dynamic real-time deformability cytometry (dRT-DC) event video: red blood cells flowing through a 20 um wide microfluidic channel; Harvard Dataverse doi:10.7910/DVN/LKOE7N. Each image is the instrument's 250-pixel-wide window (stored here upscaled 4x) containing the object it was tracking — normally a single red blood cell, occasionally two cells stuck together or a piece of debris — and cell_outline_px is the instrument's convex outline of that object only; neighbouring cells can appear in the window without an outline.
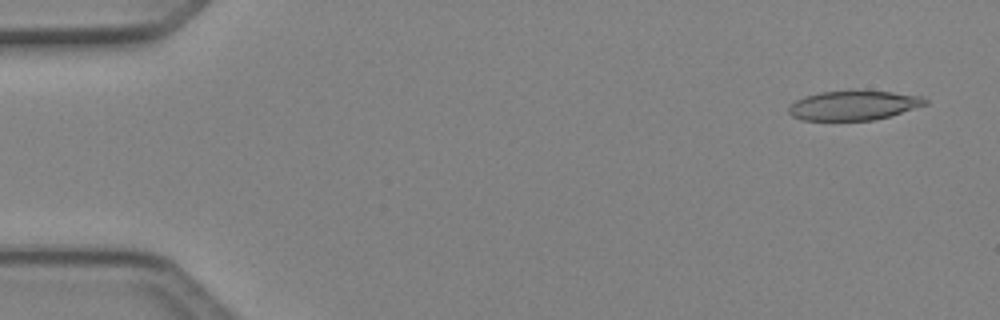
{"species": "Egyptian fruit bat (a non-hibernating species)", "species_latin": "Rousettus aegyptiacus", "temperature_condition": "cold", "stored_images_in_passage": 5, "camera_frame_rate_fps": 3000, "um_per_image_px": 0.085, "animal": {"sex": "female"}, "frame": {"image": 1, "passage_image": 1, "time_ms": 0.0, "image_size_px": [1000, 320], "cell_outline_px": [[928, 104], [888, 116], [872, 120], [800, 120], [792, 116], [788, 112], [788, 108], [796, 100], [804, 96], [820, 92], [892, 92], [924, 96], [928, 100]], "centroid_in_image_um": [72.55, 8.97], "position_along_channel_um": 12.4, "area_um2": 23.0}}
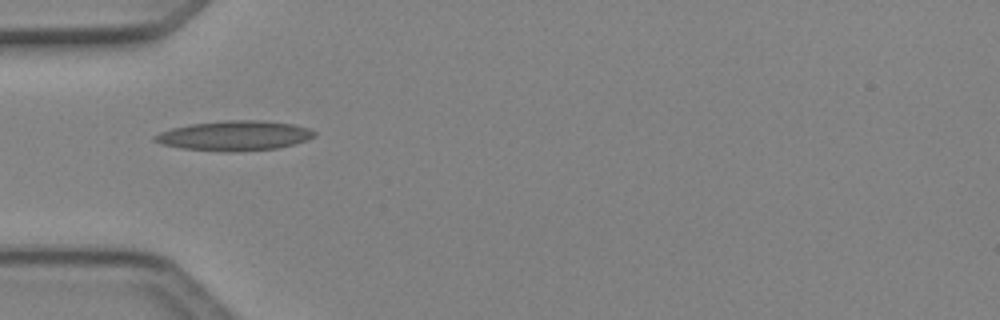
{"frame": {"image": 2, "passage_image": 4, "time_ms": 1.0, "image_size_px": [1000, 320], "cell_outline_px": [[316, 136], [308, 140], [276, 148], [232, 152], [228, 152], [180, 148], [160, 144], [152, 140], [152, 136], [160, 132], [172, 128], [192, 124], [228, 120], [264, 120], [292, 124], [308, 128], [316, 132]], "centroid_in_image_um": [19.91, 11.53], "position_along_channel_um": 65.1, "area_um2": 27.74}}
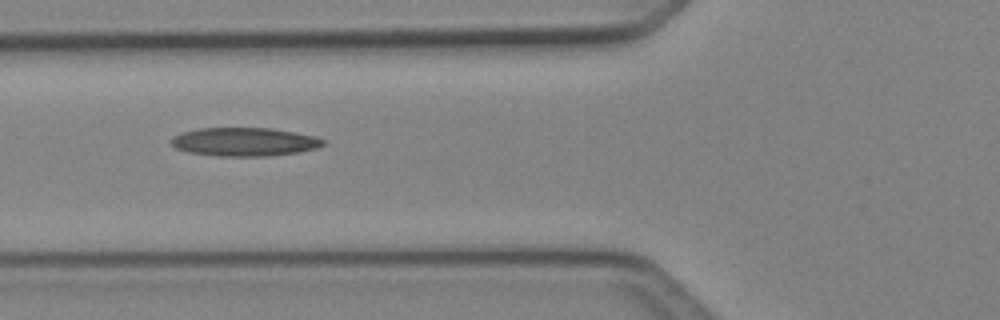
{"frame": {"image": 3, "passage_image": 5, "time_ms": 1.333, "image_size_px": [1000, 320], "cell_outline_px": [[324, 144], [316, 148], [296, 152], [272, 156], [220, 156], [188, 152], [176, 148], [172, 144], [172, 136], [180, 132], [200, 128], [272, 128], [316, 136], [324, 140]], "centroid_in_image_um": [20.76, 12.05], "position_along_channel_um": 105.0, "area_um2": 25.2}}